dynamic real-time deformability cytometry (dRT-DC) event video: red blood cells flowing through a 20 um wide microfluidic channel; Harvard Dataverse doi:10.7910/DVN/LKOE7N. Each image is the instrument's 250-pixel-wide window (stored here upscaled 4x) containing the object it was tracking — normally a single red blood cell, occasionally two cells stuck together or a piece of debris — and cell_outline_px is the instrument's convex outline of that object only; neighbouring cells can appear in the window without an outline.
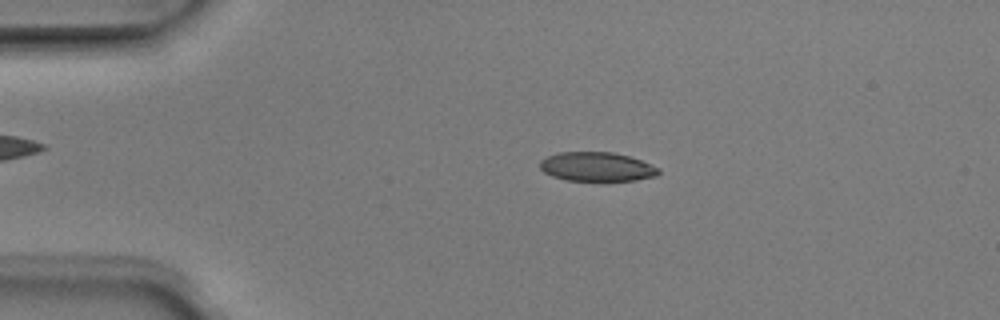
{"species": "Egyptian fruit bat (a non-hibernating species)", "species_latin": "Rousettus aegyptiacus", "temperature_condition": "room temperature", "stored_images_in_passage": 3, "camera_frame_rate_fps": 3000, "um_per_image_px": 0.085, "animal": {"sex": "male"}, "frame": {"image": 1, "passage_image": 2, "time_ms": 0.333, "image_size_px": [1000, 320], "cell_outline_px": [[660, 172], [656, 176], [636, 180], [564, 180], [552, 176], [544, 172], [540, 168], [540, 160], [548, 156], [560, 152], [612, 152], [628, 156], [640, 160], [660, 168]], "centroid_in_image_um": [50.72, 14.17], "position_along_channel_um": 34.3, "area_um2": 20.0}}